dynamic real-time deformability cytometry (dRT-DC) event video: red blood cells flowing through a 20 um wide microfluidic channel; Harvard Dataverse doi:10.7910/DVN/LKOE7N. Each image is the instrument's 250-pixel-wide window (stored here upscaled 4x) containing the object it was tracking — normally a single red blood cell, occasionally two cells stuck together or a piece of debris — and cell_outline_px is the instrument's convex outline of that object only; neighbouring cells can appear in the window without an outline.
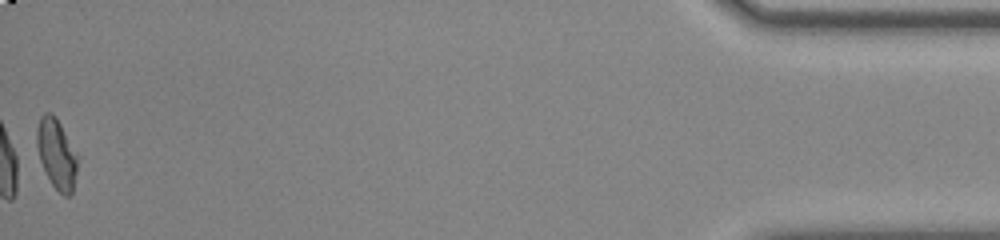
{"species": "common noctule bat (a hibernating species)", "species_latin": "Nyctalus noctula", "temperature_condition": "room temperature", "stored_images_in_passage": 37, "camera_frame_rate_fps": 3000, "um_per_image_px": 0.085, "animal": {"sex": "male", "body_mass_g": 20.0, "forearm_length_mm": 53.3}, "frame": {"image": 1, "passage_image": 37, "time_ms": 12.0, "image_size_px": [1000, 240], "cell_outline_px": [[76, 172], [72, 192], [68, 196], [64, 196], [52, 184], [40, 160], [36, 144], [36, 128], [40, 116], [44, 112], [52, 112], [56, 116], [76, 152]], "centroid_in_image_um": [4.78, 13.01], "position_along_channel_um": 430.4, "area_um2": 16.36}, "authors_computed_cell_mechanics": {"area_um2": 16.3574, "velocity_mm_per_s": 3.8056, "shape_relaxation_time_tau1_ms": 8.6003, "shape_relaxation_time_tau2_ms": 1.56, "deformation_change_tau1": 0.2159, "deformation_change_tau2": 0.0705}}